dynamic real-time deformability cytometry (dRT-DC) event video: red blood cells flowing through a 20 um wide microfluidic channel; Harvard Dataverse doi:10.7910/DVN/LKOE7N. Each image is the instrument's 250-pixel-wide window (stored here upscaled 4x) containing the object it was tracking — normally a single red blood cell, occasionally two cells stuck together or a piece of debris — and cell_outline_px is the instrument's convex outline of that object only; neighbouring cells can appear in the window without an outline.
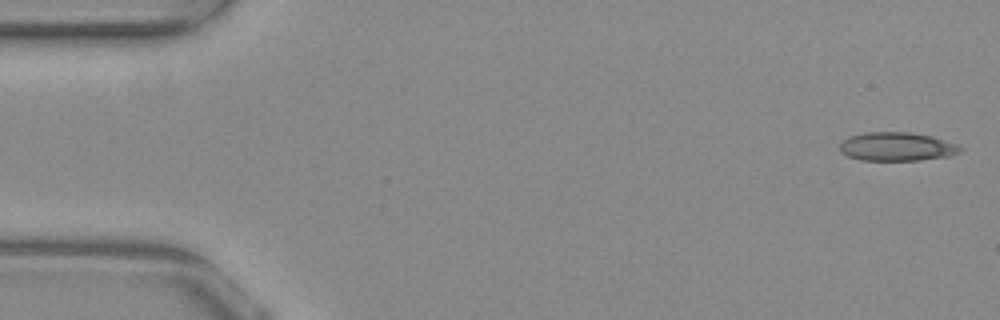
{"species": "common noctule bat (a hibernating species)", "species_latin": "Nyctalus noctula", "temperature_condition": "warm", "stored_images_in_passage": 38, "camera_frame_rate_fps": 3000, "um_per_image_px": 0.085, "animal": {"sex": "female", "body_mass_g": 29.2, "forearm_length_mm": 56.3}, "frame": {"image": 1, "passage_image": 1, "time_ms": 0.0, "image_size_px": [1000, 320], "cell_outline_px": [[964, 148], [960, 152], [948, 156], [920, 160], [860, 160], [848, 156], [840, 152], [840, 144], [844, 140], [852, 136], [864, 132], [908, 132], [932, 136]], "centroid_in_image_um": [76.21, 12.47], "position_along_channel_um": 8.8, "area_um2": 19.88}}
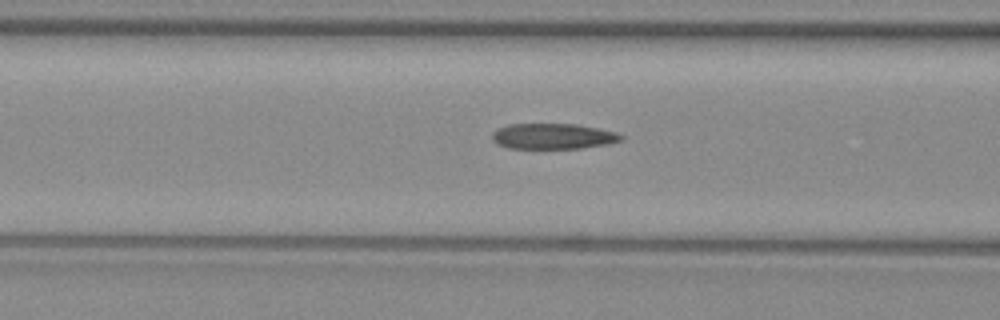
{"frame": {"image": 2, "passage_image": 20, "time_ms": 6.333, "image_size_px": [1000, 320], "cell_outline_px": [[624, 140], [608, 144], [580, 148], [508, 148], [496, 144], [492, 140], [492, 132], [508, 124], [576, 124], [616, 132], [624, 136]], "centroid_in_image_um": [47.01, 11.58], "position_along_channel_um": 119.6, "area_um2": 19.25}}
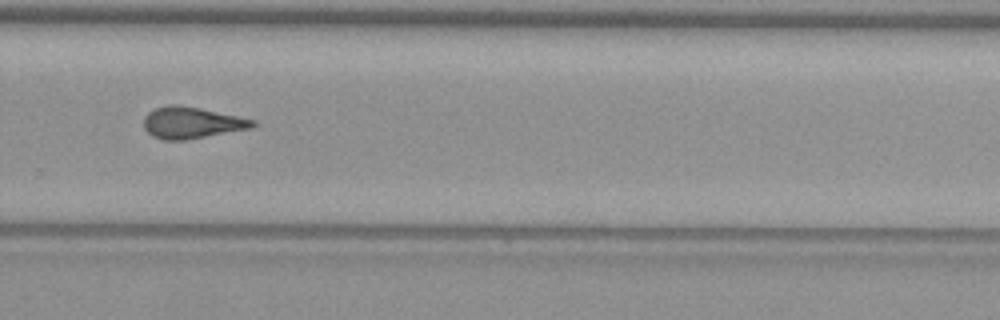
{"frame": {"image": 3, "passage_image": 35, "time_ms": 11.333, "image_size_px": [1000, 320], "cell_outline_px": [[256, 124], [252, 128], [188, 140], [164, 140], [152, 136], [144, 128], [144, 116], [148, 112], [156, 108], [168, 104], [176, 104], [200, 108], [256, 120]], "centroid_in_image_um": [16.29, 10.43], "position_along_channel_um": 313.5, "area_um2": 20.11}}